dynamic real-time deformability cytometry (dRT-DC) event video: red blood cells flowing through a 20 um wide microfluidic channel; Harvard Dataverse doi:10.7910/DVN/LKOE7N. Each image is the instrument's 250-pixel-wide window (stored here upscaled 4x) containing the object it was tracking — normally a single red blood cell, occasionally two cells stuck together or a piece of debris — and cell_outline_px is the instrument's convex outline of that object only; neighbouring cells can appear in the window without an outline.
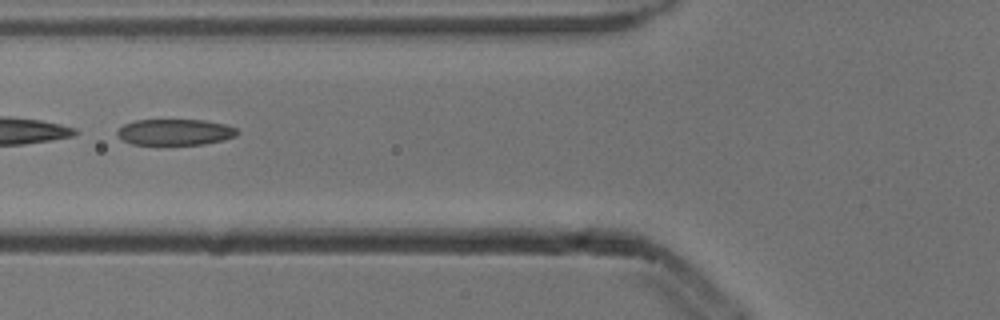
{"species": "common noctule bat (a hibernating species)", "species_latin": "Nyctalus noctula", "temperature_condition": "cold", "stored_images_in_passage": 3, "camera_frame_rate_fps": 3000, "um_per_image_px": 0.085, "animal": {"sex": "male", "body_mass_g": 13.3}, "frame": {"image": 1, "passage_image": 2, "time_ms": 0.333, "image_size_px": [1000, 320], "cell_outline_px": [[240, 132], [236, 136], [224, 140], [204, 144], [132, 144], [124, 140], [116, 132], [124, 124], [136, 120], [204, 120], [224, 124], [236, 128]], "centroid_in_image_um": [14.93, 11.22], "position_along_channel_um": 110.9, "area_um2": 18.09}}
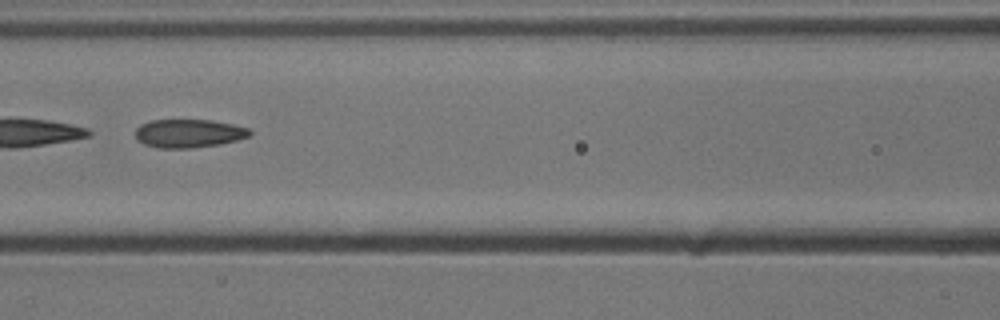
{"frame": {"image": 2, "passage_image": 3, "time_ms": 0.667, "image_size_px": [1000, 320], "cell_outline_px": [[252, 132], [248, 136], [236, 140], [220, 144], [192, 148], [160, 148], [144, 144], [136, 140], [136, 128], [140, 124], [148, 120], [212, 120], [232, 124], [248, 128]], "centroid_in_image_um": [16.0, 11.33], "position_along_channel_um": 150.6, "area_um2": 18.96}}